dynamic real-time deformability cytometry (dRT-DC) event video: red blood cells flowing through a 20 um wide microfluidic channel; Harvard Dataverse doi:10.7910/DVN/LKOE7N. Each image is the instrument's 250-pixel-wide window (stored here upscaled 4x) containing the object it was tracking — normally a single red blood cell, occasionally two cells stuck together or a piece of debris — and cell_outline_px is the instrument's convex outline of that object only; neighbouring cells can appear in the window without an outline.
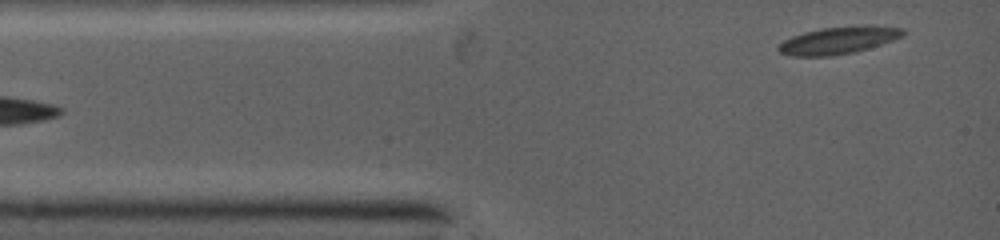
{"species": "common noctule bat (a hibernating species)", "species_latin": "Nyctalus noctula", "temperature_condition": "warm", "stored_images_in_passage": 4, "segment_of_instrument_passage": [2, 2], "camera_frame_rate_fps": 5000, "um_per_image_px": 0.085, "animal": {"sex": "female", "body_mass_g": 19.0, "forearm_length_mm": 53.3}, "frame": {"image": 1, "passage_image": 4, "time_ms": 2.0, "image_size_px": [1000, 240], "cell_outline_px": [[904, 32], [900, 36], [892, 40], [880, 44], [852, 52], [828, 56], [792, 56], [780, 52], [776, 48], [784, 40], [808, 32], [824, 28], [904, 28]], "centroid_in_image_um": [71.14, 3.49], "position_along_channel_um": 13.9, "area_um2": 18.15}}